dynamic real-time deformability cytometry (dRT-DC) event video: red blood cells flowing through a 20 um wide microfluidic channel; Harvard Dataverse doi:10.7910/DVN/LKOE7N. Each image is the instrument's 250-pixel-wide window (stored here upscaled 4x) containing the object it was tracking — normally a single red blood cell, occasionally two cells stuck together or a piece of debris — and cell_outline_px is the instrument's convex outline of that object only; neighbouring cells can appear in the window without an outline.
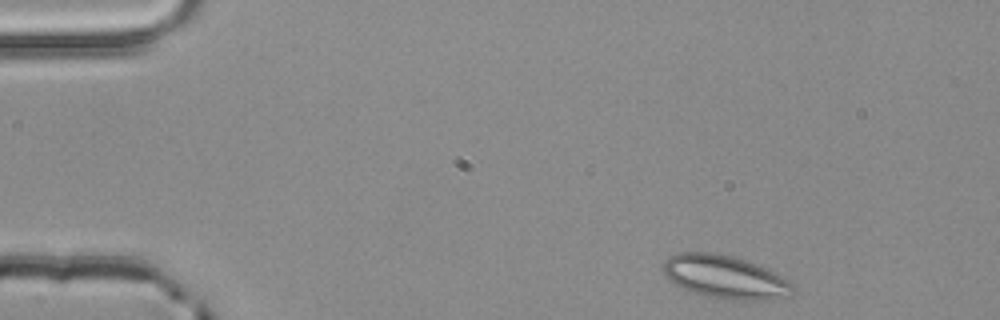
{"species": "common noctule bat (a hibernating species)", "species_latin": "Nyctalus noctula", "temperature_condition": "room temperature", "stored_images_in_passage": 3, "camera_frame_rate_fps": 3000, "um_per_image_px": 0.085, "animal": {"sex": "male", "body_mass_g": 20.4}, "frame": {"image": 1, "passage_image": 1, "time_ms": 0.0, "image_size_px": [1000, 320], "cell_outline_px": [[796, 288], [792, 296], [772, 300], [732, 300], [708, 296], [684, 288], [668, 280], [664, 276], [664, 260], [668, 256], [680, 252], [716, 252], [732, 256], [756, 264], [788, 280]], "centroid_in_image_um": [61.65, 23.55], "position_along_channel_um": 23.4, "area_um2": 32.6}}